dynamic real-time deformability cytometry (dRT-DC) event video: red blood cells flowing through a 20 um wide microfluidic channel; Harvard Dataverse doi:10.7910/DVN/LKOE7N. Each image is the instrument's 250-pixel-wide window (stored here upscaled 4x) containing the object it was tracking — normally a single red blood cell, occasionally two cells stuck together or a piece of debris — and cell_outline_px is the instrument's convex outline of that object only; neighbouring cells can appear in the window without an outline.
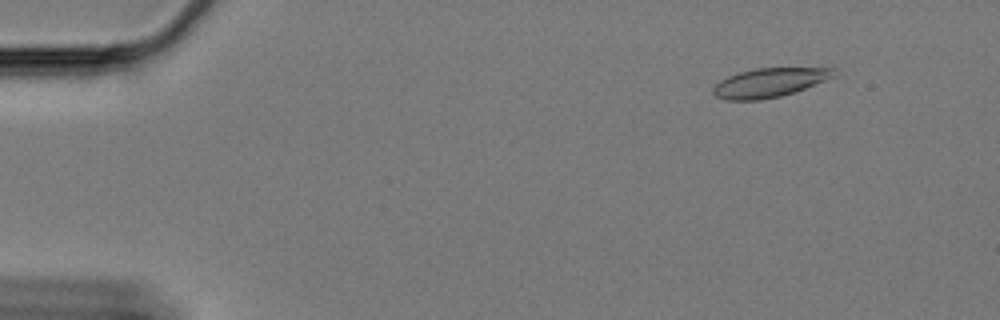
{"species": "Egyptian fruit bat (a non-hibernating species)", "species_latin": "Rousettus aegyptiacus", "temperature_condition": "cold", "stored_images_in_passage": 33, "camera_frame_rate_fps": 3000, "um_per_image_px": 0.085, "animal": {"sex": "female"}, "frame": {"image": 1, "passage_image": 1, "time_ms": 0.0, "image_size_px": [1000, 320], "cell_outline_px": [[836, 76], [804, 88], [780, 96], [760, 100], [724, 100], [716, 96], [712, 92], [712, 88], [720, 80], [728, 76], [740, 72], [756, 68], [832, 64], [836, 68]], "centroid_in_image_um": [65.55, 6.95], "position_along_channel_um": 19.4, "area_um2": 21.44}}
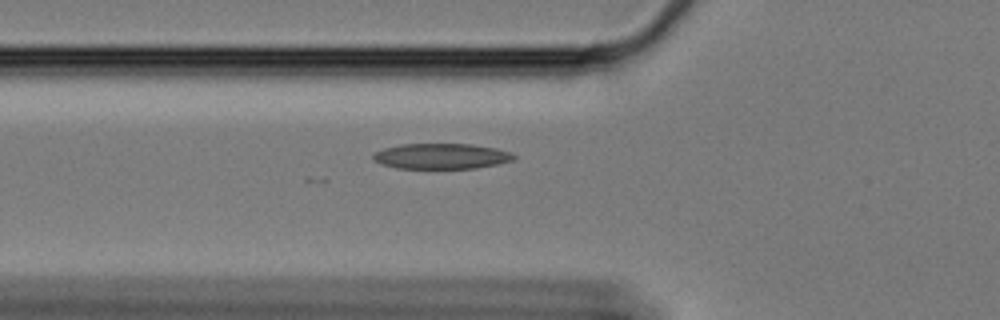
{"frame": {"image": 2, "passage_image": 16, "time_ms": 5.0, "image_size_px": [1000, 320], "cell_outline_px": [[516, 156], [512, 160], [496, 164], [476, 168], [396, 168], [380, 164], [372, 156], [376, 152], [384, 148], [400, 144], [472, 144], [496, 148], [508, 152]], "centroid_in_image_um": [37.49, 13.27], "position_along_channel_um": 88.3, "area_um2": 20.69}}
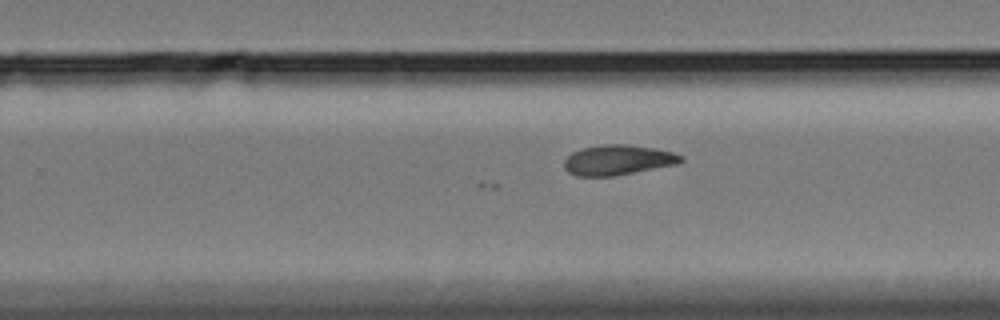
{"frame": {"image": 3, "passage_image": 33, "time_ms": 10.667, "image_size_px": [1000, 320], "cell_outline_px": [[684, 160], [680, 164], [616, 176], [576, 176], [568, 172], [564, 168], [564, 160], [572, 152], [580, 148], [604, 144], [628, 144], [656, 148], [672, 152], [684, 156]], "centroid_in_image_um": [52.55, 13.6], "position_along_channel_um": 277.2, "area_um2": 20.92}}